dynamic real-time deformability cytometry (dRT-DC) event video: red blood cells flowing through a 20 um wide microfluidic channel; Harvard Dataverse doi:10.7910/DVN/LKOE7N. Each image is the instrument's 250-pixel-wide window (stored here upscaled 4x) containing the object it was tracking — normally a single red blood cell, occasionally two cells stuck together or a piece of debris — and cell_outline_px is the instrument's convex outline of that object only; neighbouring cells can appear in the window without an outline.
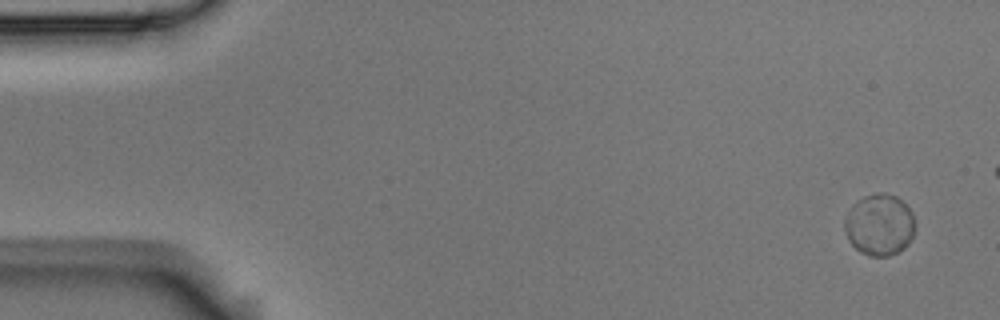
{"species": "Egyptian fruit bat (a non-hibernating species)", "species_latin": "Rousettus aegyptiacus", "temperature_condition": "room temperature", "stored_images_in_passage": 4, "camera_frame_rate_fps": 3000, "um_per_image_px": 0.085, "animal": {"sex": "male"}, "frame": {"image": 1, "passage_image": 1, "time_ms": 0.0, "image_size_px": [1000, 320], "cell_outline_px": [[912, 236], [908, 244], [904, 248], [888, 256], [868, 256], [860, 252], [848, 240], [844, 228], [844, 220], [852, 204], [856, 200], [864, 196], [876, 192], [884, 192], [896, 196], [912, 212]], "centroid_in_image_um": [74.7, 19.09], "position_along_channel_um": 10.3, "area_um2": 25.09}}